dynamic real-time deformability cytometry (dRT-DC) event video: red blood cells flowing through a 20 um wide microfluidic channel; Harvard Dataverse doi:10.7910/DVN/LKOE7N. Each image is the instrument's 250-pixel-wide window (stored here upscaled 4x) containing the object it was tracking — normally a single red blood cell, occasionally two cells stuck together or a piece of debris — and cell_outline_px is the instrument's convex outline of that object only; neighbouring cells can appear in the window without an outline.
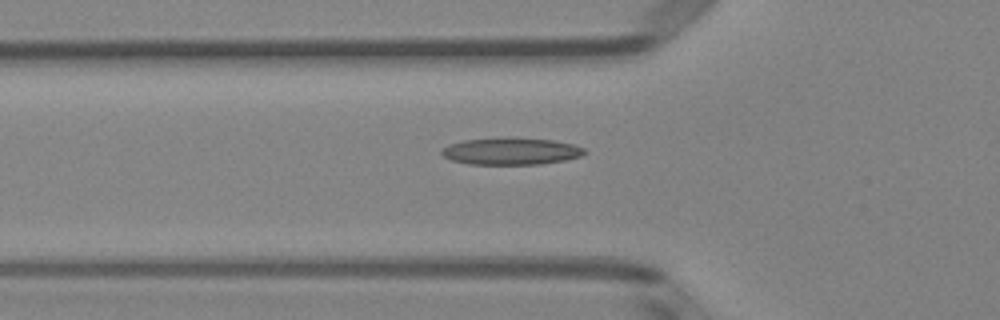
{"species": "Egyptian fruit bat (a non-hibernating species)", "species_latin": "Rousettus aegyptiacus", "temperature_condition": "room temperature", "stored_images_in_passage": 46, "camera_frame_rate_fps": 3000, "um_per_image_px": 0.085, "animal": {"sex": "female"}, "frame": {"image": 1, "passage_image": 18, "time_ms": 5.667, "image_size_px": [1000, 320], "cell_outline_px": [[588, 152], [580, 156], [564, 160], [540, 164], [468, 164], [452, 160], [444, 156], [440, 152], [448, 144], [464, 140], [508, 136], [552, 140], [572, 144], [584, 148]], "centroid_in_image_um": [43.43, 12.84], "position_along_channel_um": 82.4, "area_um2": 22.66}}
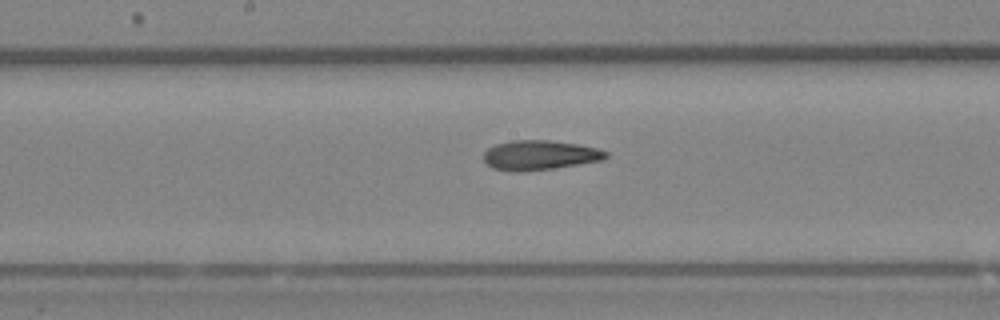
{"frame": {"image": 2, "passage_image": 27, "time_ms": 8.667, "image_size_px": [1000, 320], "cell_outline_px": [[608, 156], [604, 160], [552, 168], [524, 172], [508, 172], [492, 168], [484, 160], [484, 152], [488, 148], [496, 144], [512, 140], [548, 140], [576, 144], [596, 148], [608, 152]], "centroid_in_image_um": [45.85, 13.2], "position_along_channel_um": 202.4, "area_um2": 21.15}}
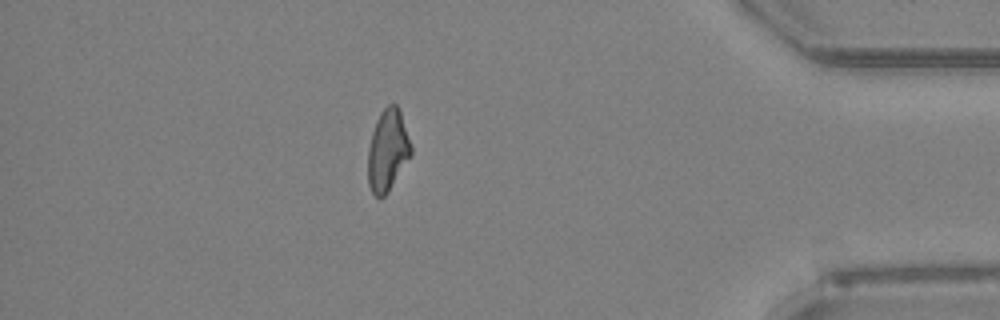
{"frame": {"image": 3, "passage_image": 45, "time_ms": 14.667, "image_size_px": [1000, 320], "cell_outline_px": [[412, 156], [388, 192], [380, 200], [372, 192], [368, 184], [368, 148], [372, 132], [376, 120], [380, 112], [388, 104], [396, 104], [400, 112], [412, 148]], "centroid_in_image_um": [32.95, 12.82], "position_along_channel_um": 402.3, "area_um2": 20.58}}